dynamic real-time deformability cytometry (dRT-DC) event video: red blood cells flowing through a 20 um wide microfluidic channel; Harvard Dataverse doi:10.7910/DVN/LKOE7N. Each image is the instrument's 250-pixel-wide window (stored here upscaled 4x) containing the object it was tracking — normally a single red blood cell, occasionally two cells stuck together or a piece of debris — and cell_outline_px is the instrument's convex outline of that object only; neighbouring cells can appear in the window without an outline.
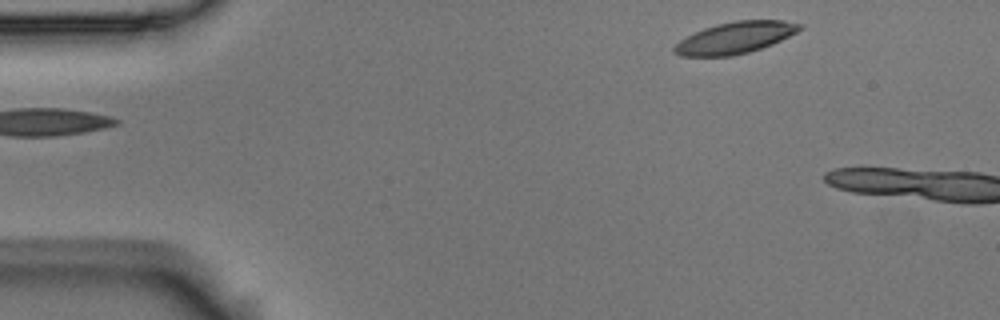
{"species": "Egyptian fruit bat (a non-hibernating species)", "species_latin": "Rousettus aegyptiacus", "temperature_condition": "room temperature", "stored_images_in_passage": 2, "camera_frame_rate_fps": 3000, "um_per_image_px": 0.085, "animal": {"sex": "male"}, "frame": {"image": 1, "passage_image": 2, "time_ms": 0.333, "image_size_px": [1000, 320], "cell_outline_px": [[804, 28], [772, 44], [748, 52], [732, 56], [680, 56], [672, 48], [680, 40], [704, 28], [716, 24], [736, 20], [784, 20], [804, 24]], "centroid_in_image_um": [62.52, 3.19], "position_along_channel_um": 22.5, "area_um2": 22.95}}